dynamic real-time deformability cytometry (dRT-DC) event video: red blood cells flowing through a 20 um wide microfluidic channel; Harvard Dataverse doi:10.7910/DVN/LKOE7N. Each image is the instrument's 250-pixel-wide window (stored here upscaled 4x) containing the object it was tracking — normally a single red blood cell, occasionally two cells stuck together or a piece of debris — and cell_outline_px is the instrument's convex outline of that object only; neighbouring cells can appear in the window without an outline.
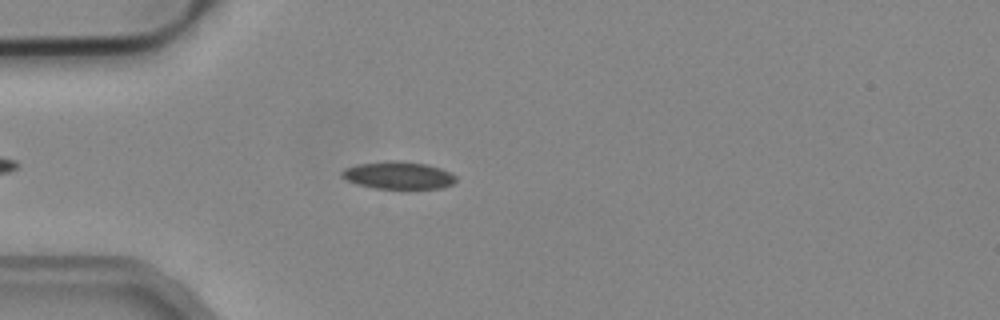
{"species": "common noctule bat (a hibernating species)", "species_latin": "Nyctalus noctula", "temperature_condition": "cold", "stored_images_in_passage": 45, "camera_frame_rate_fps": 3000, "um_per_image_px": 0.085, "animal": {"sex": "male", "body_mass_g": 19.2, "forearm_length_mm": 51.8}, "frame": {"image": 1, "passage_image": 7, "time_ms": 2.0, "image_size_px": [1000, 320], "cell_outline_px": [[456, 180], [452, 184], [440, 188], [376, 188], [356, 184], [340, 176], [340, 172], [344, 168], [356, 164], [388, 160], [396, 160], [424, 164], [440, 168], [456, 176]], "centroid_in_image_um": [33.8, 14.89], "position_along_channel_um": 51.2, "area_um2": 18.15}}
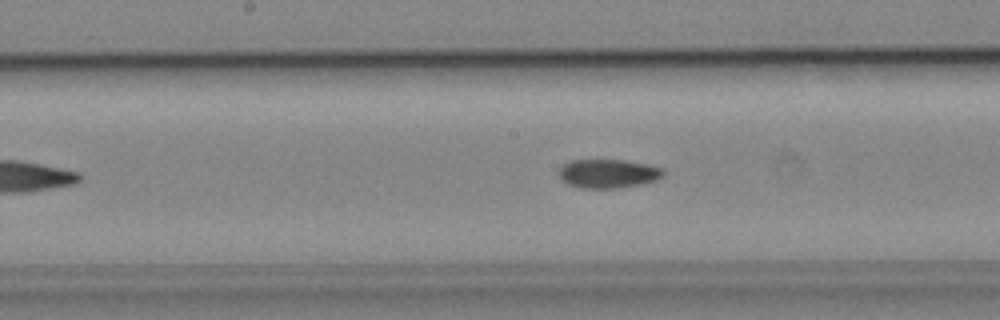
{"frame": {"image": 2, "passage_image": 19, "time_ms": 6.0, "image_size_px": [1000, 320], "cell_outline_px": [[664, 176], [656, 180], [640, 184], [612, 188], [580, 188], [568, 184], [560, 180], [560, 168], [564, 164], [572, 160], [624, 160], [648, 164], [664, 168]], "centroid_in_image_um": [51.71, 14.75], "position_along_channel_um": 196.5, "area_um2": 17.51}}
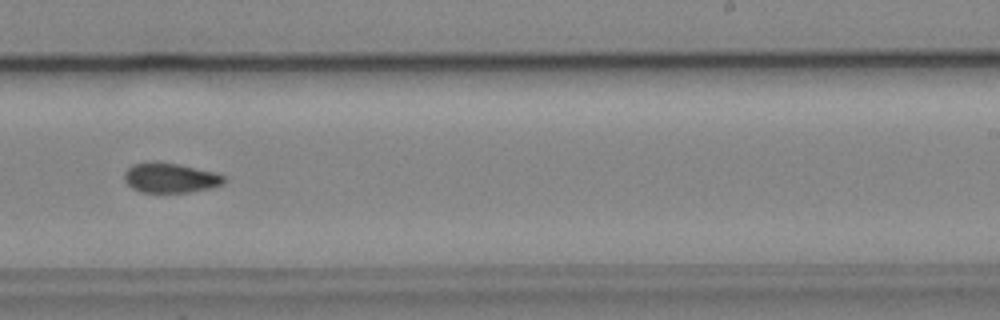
{"frame": {"image": 3, "passage_image": 25, "time_ms": 8.0, "image_size_px": [1000, 320], "cell_outline_px": [[224, 184], [212, 188], [188, 192], [140, 192], [132, 188], [124, 180], [124, 172], [132, 164], [156, 160], [180, 164], [216, 172], [224, 176]], "centroid_in_image_um": [14.47, 15.1], "position_along_channel_um": 274.5, "area_um2": 17.63}, "authors_computed_cell_mechanics": {"area_um2": 17.6868, "velocity_mm_per_s": 3.9215, "shape_relaxation_time_tau1_ms": null, "shape_relaxation_time_tau2_ms": 6.1984, "deformation_change_tau1": null, "deformation_change_tau2": 0.1012}}